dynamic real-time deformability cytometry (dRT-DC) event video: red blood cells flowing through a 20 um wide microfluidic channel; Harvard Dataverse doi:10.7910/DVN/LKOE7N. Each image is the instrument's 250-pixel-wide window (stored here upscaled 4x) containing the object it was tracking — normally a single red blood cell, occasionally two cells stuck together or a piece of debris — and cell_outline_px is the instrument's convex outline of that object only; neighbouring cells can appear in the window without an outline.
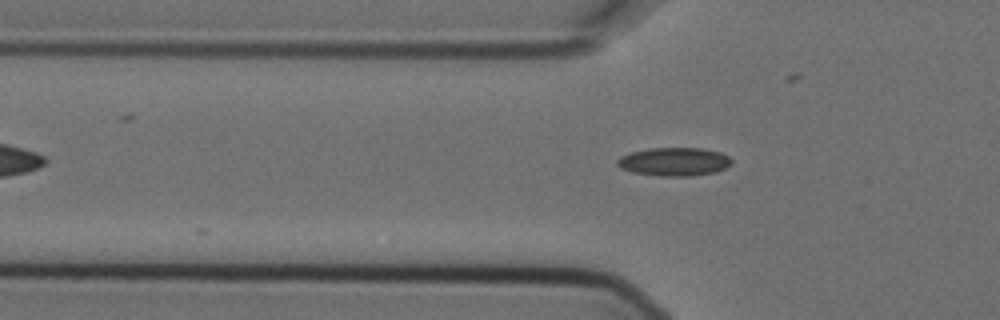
{"species": "Egyptian fruit bat (a non-hibernating species)", "species_latin": "Rousettus aegyptiacus", "temperature_condition": "cold", "stored_images_in_passage": 5, "camera_frame_rate_fps": 3000, "um_per_image_px": 0.085, "animal": {"sex": "female"}, "frame": {"image": 1, "passage_image": 5, "time_ms": 1.333, "image_size_px": [1000, 320], "cell_outline_px": [[732, 164], [716, 172], [692, 176], [660, 176], [632, 172], [620, 168], [616, 164], [616, 160], [620, 156], [628, 152], [648, 148], [704, 148], [720, 152], [728, 156], [732, 160]], "centroid_in_image_um": [57.28, 13.74], "position_along_channel_um": 68.5, "area_um2": 19.19}}